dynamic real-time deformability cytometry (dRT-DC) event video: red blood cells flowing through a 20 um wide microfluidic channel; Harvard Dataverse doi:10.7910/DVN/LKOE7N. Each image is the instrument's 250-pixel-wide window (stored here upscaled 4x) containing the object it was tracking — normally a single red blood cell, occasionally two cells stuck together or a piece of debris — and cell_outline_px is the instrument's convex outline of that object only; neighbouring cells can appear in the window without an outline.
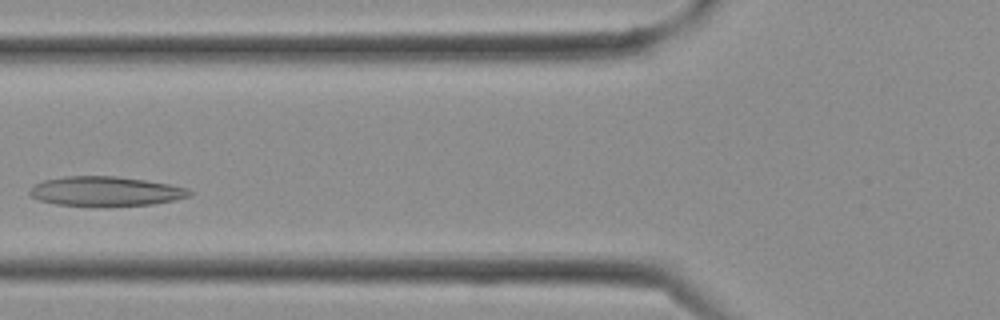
{"species": "Egyptian fruit bat (a non-hibernating species)", "species_latin": "Rousettus aegyptiacus", "temperature_condition": "cold", "stored_images_in_passage": 7, "camera_frame_rate_fps": 3000, "um_per_image_px": 0.085, "frame": {"image": 1, "passage_image": 6, "time_ms": 1.667, "image_size_px": [1000, 320], "cell_outline_px": [[192, 196], [176, 200], [152, 204], [56, 204], [40, 200], [28, 196], [28, 188], [44, 180], [64, 176], [116, 176], [144, 180], [168, 184], [188, 188], [192, 192]], "centroid_in_image_um": [8.97, 16.23], "position_along_channel_um": 116.8, "area_um2": 26.88}}